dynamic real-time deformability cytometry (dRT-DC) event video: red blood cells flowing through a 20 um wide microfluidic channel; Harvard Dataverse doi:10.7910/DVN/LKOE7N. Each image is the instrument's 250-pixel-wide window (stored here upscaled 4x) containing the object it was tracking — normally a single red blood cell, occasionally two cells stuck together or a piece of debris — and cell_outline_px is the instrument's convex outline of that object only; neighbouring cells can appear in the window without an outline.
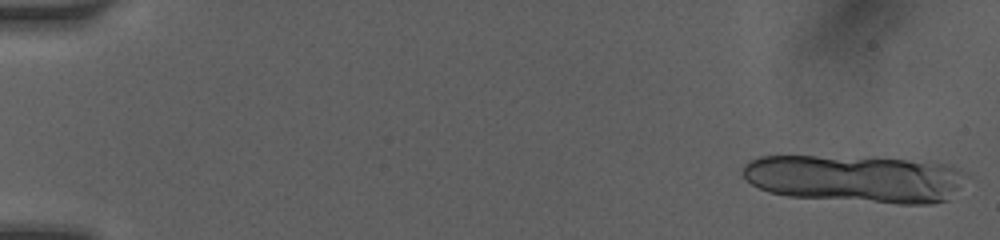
{"species": "human", "species_latin": "Homo sapiens", "temperature_condition": "room temperature", "stored_images_in_passage": 22, "camera_frame_rate_fps": 3000, "um_per_image_px": 0.085, "donor": {"sex": "female"}, "frame": {"image": 1, "passage_image": 1, "time_ms": 0.0, "image_size_px": [1000, 240], "cell_outline_px": [[968, 172], [960, 188], [948, 200], [932, 204], [896, 204], [788, 196], [768, 192], [752, 184], [744, 176], [744, 164], [760, 156], [872, 156], [944, 164], [960, 168]], "centroid_in_image_um": [72.76, 15.18], "position_along_channel_um": 12.2, "area_um2": 62.89}}